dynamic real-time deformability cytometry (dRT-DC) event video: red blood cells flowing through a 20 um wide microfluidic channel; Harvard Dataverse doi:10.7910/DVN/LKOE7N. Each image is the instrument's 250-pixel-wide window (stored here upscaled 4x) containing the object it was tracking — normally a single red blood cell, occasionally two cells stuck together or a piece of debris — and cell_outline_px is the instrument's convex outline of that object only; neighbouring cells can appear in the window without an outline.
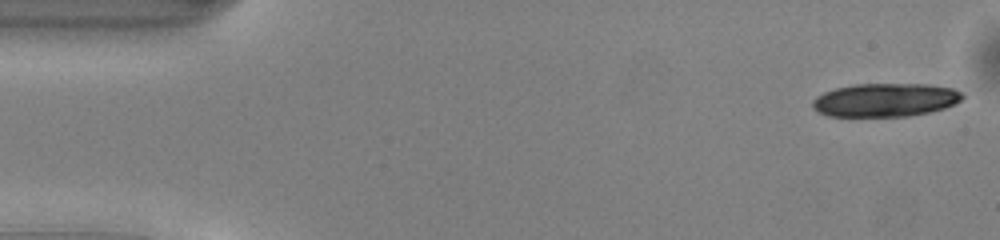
{"species": "common noctule bat (a hibernating species)", "species_latin": "Nyctalus noctula", "temperature_condition": "warm", "stored_images_in_passage": 15, "camera_frame_rate_fps": 3000, "um_per_image_px": 0.085, "animal": {"sex": "male", "body_mass_g": 13.0, "forearm_length_mm": 53.1}, "frame": {"image": 1, "passage_image": 1, "time_ms": 0.0, "image_size_px": [1000, 240], "cell_outline_px": [[964, 96], [956, 104], [944, 108], [928, 112], [908, 116], [828, 116], [816, 112], [812, 108], [812, 100], [816, 96], [824, 92], [836, 88], [856, 84], [928, 84], [952, 88], [960, 92]], "centroid_in_image_um": [75.21, 8.5], "position_along_channel_um": 9.8, "area_um2": 29.25}}